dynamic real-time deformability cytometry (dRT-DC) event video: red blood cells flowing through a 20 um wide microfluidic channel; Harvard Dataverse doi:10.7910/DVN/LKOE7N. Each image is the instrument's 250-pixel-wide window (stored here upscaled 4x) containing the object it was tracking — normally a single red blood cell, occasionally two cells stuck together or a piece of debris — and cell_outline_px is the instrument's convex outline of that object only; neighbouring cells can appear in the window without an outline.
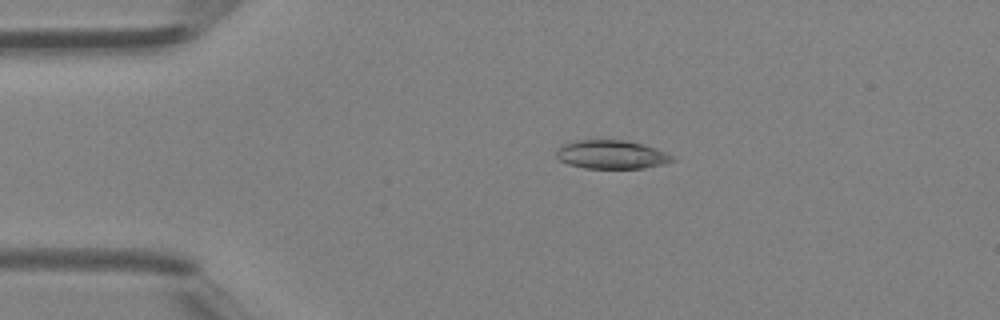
{"species": "Egyptian fruit bat (a non-hibernating species)", "species_latin": "Rousettus aegyptiacus", "temperature_condition": "room temperature", "stored_images_in_passage": 38, "camera_frame_rate_fps": 3000, "um_per_image_px": 0.085, "animal": {"sex": "female"}, "frame": {"image": 1, "passage_image": 2, "time_ms": 0.333, "image_size_px": [1000, 320], "cell_outline_px": [[676, 160], [664, 164], [644, 168], [584, 168], [568, 164], [560, 160], [556, 156], [556, 152], [560, 144], [576, 140], [624, 140], [644, 144], [656, 148], [676, 156]], "centroid_in_image_um": [52.0, 13.13], "position_along_channel_um": 33.0, "area_um2": 19.59}}
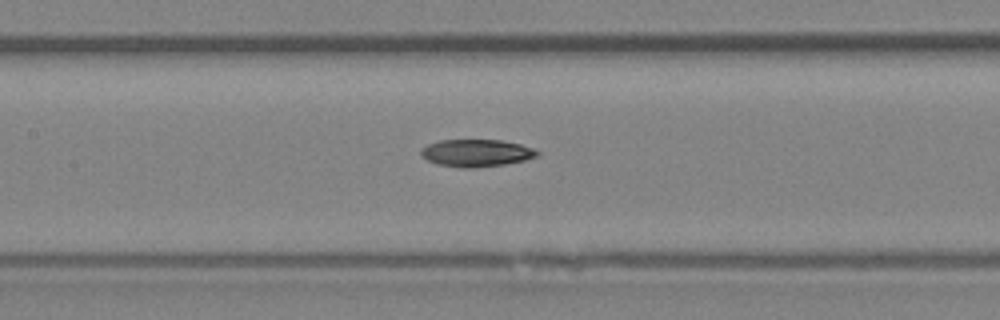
{"frame": {"image": 2, "passage_image": 14, "time_ms": 4.333, "image_size_px": [1000, 320], "cell_outline_px": [[540, 152], [536, 156], [524, 160], [504, 164], [472, 168], [460, 168], [440, 164], [428, 160], [420, 156], [420, 148], [428, 144], [440, 140], [500, 140], [520, 144], [532, 148]], "centroid_in_image_um": [40.45, 13.0], "position_along_channel_um": 167.0, "area_um2": 18.38}}
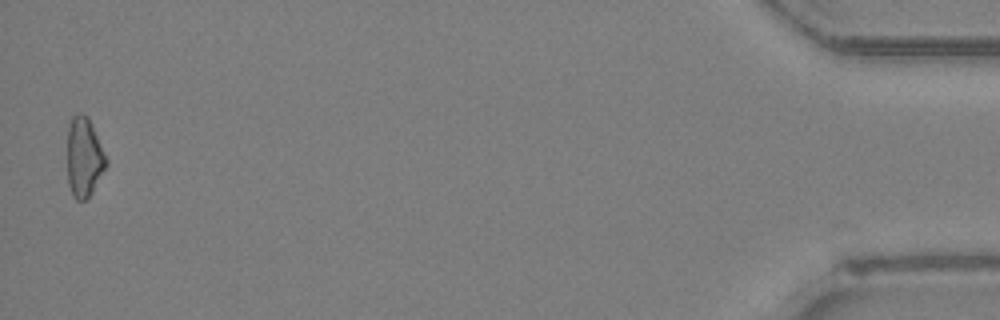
{"frame": {"image": 3, "passage_image": 38, "time_ms": 12.333, "image_size_px": [1000, 320], "cell_outline_px": [[108, 164], [92, 192], [84, 200], [76, 200], [72, 196], [68, 184], [68, 124], [72, 116], [76, 112], [80, 112], [88, 116], [92, 124], [108, 160]], "centroid_in_image_um": [7.15, 13.34], "position_along_channel_um": 428.1, "area_um2": 18.21}}